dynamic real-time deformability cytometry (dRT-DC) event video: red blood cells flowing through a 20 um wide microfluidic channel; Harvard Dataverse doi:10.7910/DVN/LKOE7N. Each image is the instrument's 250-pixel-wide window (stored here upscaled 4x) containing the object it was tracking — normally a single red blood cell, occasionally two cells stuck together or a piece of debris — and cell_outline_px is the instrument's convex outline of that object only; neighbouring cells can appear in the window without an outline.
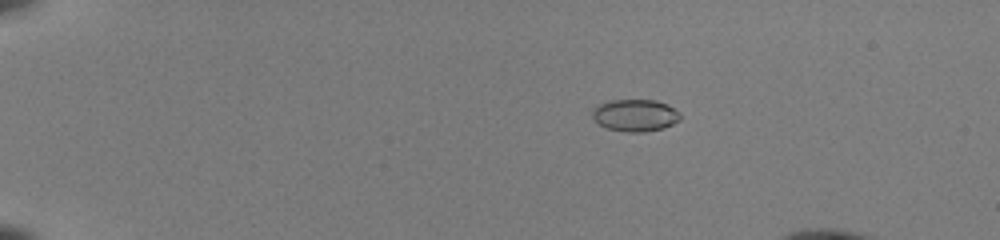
{"species": "common noctule bat (a hibernating species)", "species_latin": "Nyctalus noctula", "temperature_condition": "room temperature", "stored_images_in_passage": 52, "camera_frame_rate_fps": 3000, "um_per_image_px": 0.085, "animal": {"sex": "female", "body_mass_g": 22.0, "forearm_length_mm": 56.7}, "frame": {"image": 1, "passage_image": 12, "time_ms": 3.667, "image_size_px": [1000, 240], "cell_outline_px": [[680, 120], [664, 128], [644, 132], [628, 132], [608, 128], [600, 124], [592, 116], [592, 112], [600, 104], [608, 100], [656, 100], [668, 104], [680, 112]], "centroid_in_image_um": [54.04, 9.79], "position_along_channel_um": 31.0, "area_um2": 16.36}}
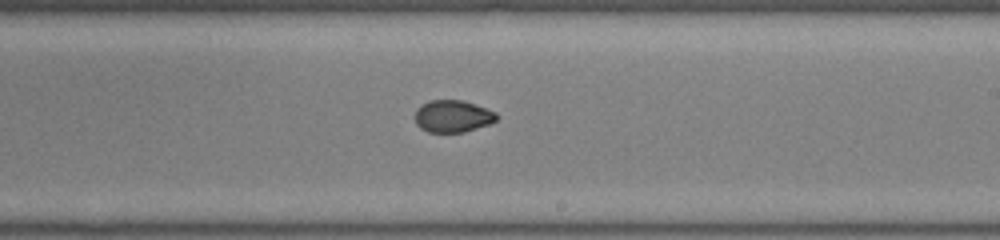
{"frame": {"image": 2, "passage_image": 35, "time_ms": 11.333, "image_size_px": [1000, 240], "cell_outline_px": [[500, 116], [496, 120], [488, 124], [464, 132], [428, 132], [420, 128], [416, 124], [416, 108], [420, 104], [428, 100], [460, 100], [496, 112]], "centroid_in_image_um": [38.45, 9.88], "position_along_channel_um": 250.6, "area_um2": 15.2}}
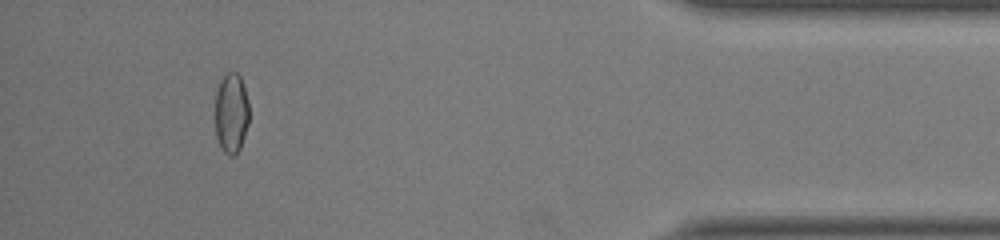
{"frame": {"image": 3, "passage_image": 50, "time_ms": 16.333, "image_size_px": [1000, 240], "cell_outline_px": [[248, 124], [240, 148], [232, 156], [228, 156], [224, 152], [216, 136], [216, 88], [220, 80], [228, 72], [236, 72], [240, 76], [248, 100]], "centroid_in_image_um": [19.66, 9.6], "position_along_channel_um": 415.5, "area_um2": 15.72}}